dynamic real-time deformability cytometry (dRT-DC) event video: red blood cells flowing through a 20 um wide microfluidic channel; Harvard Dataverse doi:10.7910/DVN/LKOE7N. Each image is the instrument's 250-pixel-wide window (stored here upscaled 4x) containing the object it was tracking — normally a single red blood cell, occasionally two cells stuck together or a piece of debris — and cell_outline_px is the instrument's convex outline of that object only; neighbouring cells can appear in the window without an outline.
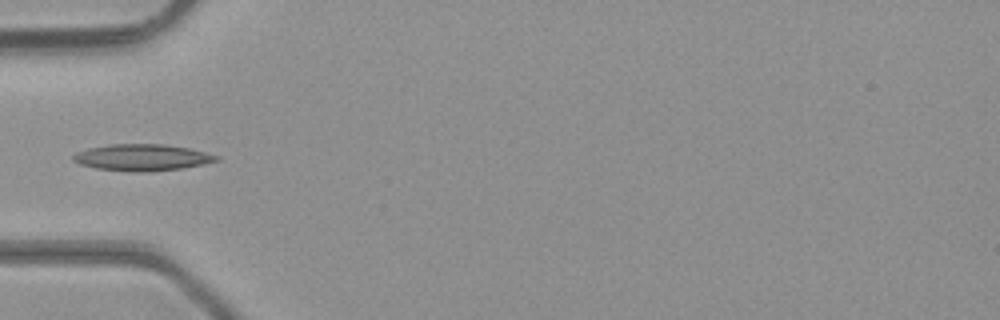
{"species": "common noctule bat (a hibernating species)", "species_latin": "Nyctalus noctula", "temperature_condition": "room temperature", "stored_images_in_passage": 6, "camera_frame_rate_fps": 3000, "um_per_image_px": 0.085, "animal": {"sex": "male", "body_mass_g": 23.1, "forearm_length_mm": 52.7}, "frame": {"image": 1, "passage_image": 5, "time_ms": 1.333, "image_size_px": [1000, 320], "cell_outline_px": [[220, 160], [204, 164], [180, 168], [152, 172], [136, 172], [96, 168], [80, 164], [72, 160], [72, 156], [76, 152], [88, 148], [108, 144], [164, 144], [188, 148], [220, 156]], "centroid_in_image_um": [12.07, 13.38], "position_along_channel_um": 72.9, "area_um2": 22.2}}
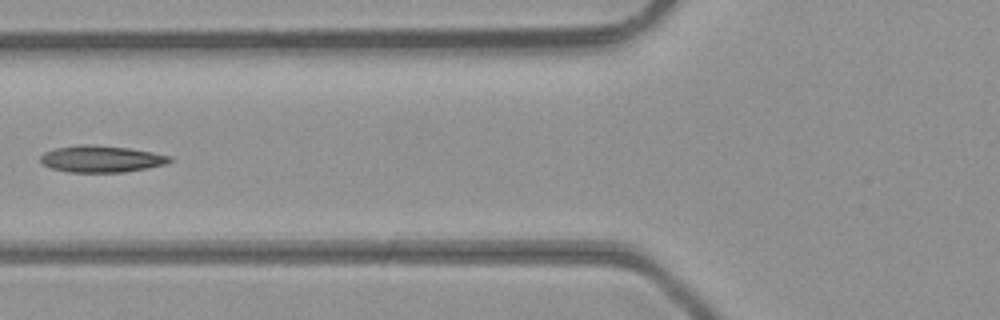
{"frame": {"image": 2, "passage_image": 6, "time_ms": 1.667, "image_size_px": [1000, 320], "cell_outline_px": [[172, 160], [164, 164], [148, 168], [124, 172], [68, 172], [52, 168], [44, 164], [40, 160], [40, 156], [44, 152], [56, 148], [80, 144], [88, 144], [128, 148], [152, 152], [172, 156]], "centroid_in_image_um": [8.61, 13.51], "position_along_channel_um": 117.2, "area_um2": 20.0}}